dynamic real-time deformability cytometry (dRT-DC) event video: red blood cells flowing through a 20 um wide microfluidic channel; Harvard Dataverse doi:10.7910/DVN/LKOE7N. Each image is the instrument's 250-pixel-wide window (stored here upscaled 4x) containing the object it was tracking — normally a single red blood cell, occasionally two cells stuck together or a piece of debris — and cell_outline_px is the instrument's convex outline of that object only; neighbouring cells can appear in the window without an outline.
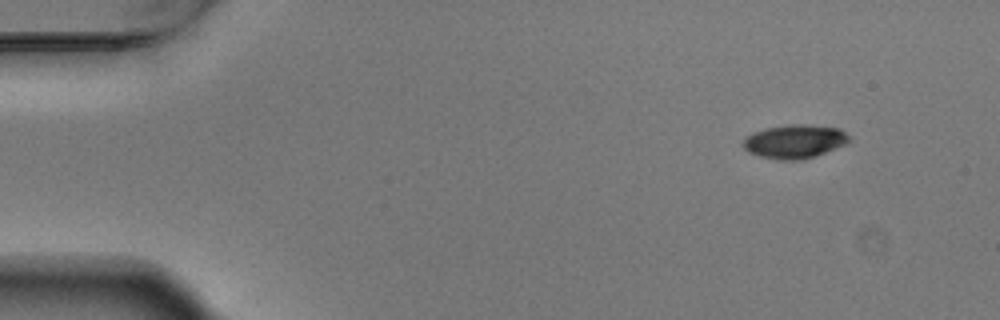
{"species": "Egyptian fruit bat (a non-hibernating species)", "species_latin": "Rousettus aegyptiacus", "temperature_condition": "warm", "stored_images_in_passage": 4, "camera_frame_rate_fps": 3000, "um_per_image_px": 0.085, "animal": {"sex": "male"}, "frame": {"image": 1, "passage_image": 1, "time_ms": 0.0, "image_size_px": [1000, 320], "cell_outline_px": [[852, 140], [844, 144], [824, 152], [800, 160], [780, 160], [760, 156], [748, 152], [740, 144], [744, 136], [752, 132], [764, 128], [792, 124], [808, 124], [840, 128]], "centroid_in_image_um": [67.47, 12.0], "position_along_channel_um": 17.5, "area_um2": 20.87}}
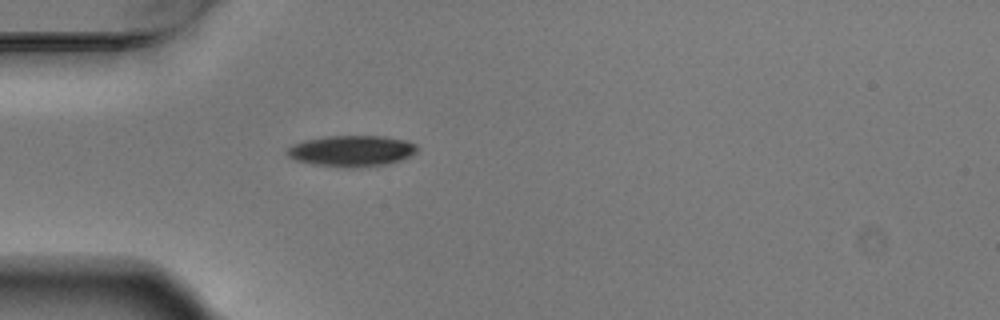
{"frame": {"image": 2, "passage_image": 4, "time_ms": 1.0, "image_size_px": [1000, 320], "cell_outline_px": [[416, 152], [400, 160], [384, 164], [352, 168], [344, 168], [312, 164], [292, 160], [284, 152], [292, 144], [304, 140], [324, 136], [384, 136], [408, 140], [416, 144]], "centroid_in_image_um": [29.82, 12.82], "position_along_channel_um": 55.2, "area_um2": 23.76}}